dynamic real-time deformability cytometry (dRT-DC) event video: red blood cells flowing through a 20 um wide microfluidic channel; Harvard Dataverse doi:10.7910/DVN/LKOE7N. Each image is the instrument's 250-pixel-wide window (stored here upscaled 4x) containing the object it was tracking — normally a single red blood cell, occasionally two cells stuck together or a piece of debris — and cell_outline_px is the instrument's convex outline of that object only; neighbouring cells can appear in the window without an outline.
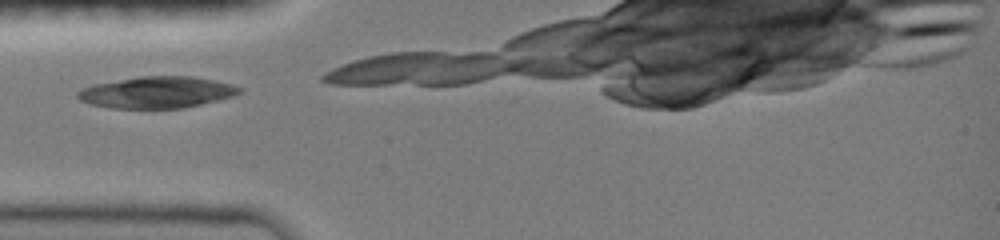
{"species": "common noctule bat (a hibernating species)", "species_latin": "Nyctalus noctula", "temperature_condition": "room temperature", "stored_images_in_passage": 4, "camera_frame_rate_fps": 3000, "um_per_image_px": 0.085, "animal": {"sex": "female", "body_mass_g": 19.0, "forearm_length_mm": 51.5}, "frame": {"image": 1, "passage_image": 3, "time_ms": 0.333, "image_size_px": [1000, 240], "cell_outline_px": [[244, 92], [236, 96], [184, 108], [108, 108], [88, 104], [80, 100], [76, 96], [76, 92], [80, 88], [96, 84], [140, 76], [192, 76], [232, 84], [244, 88]], "centroid_in_image_um": [13.36, 7.85], "position_along_channel_um": 71.6, "area_um2": 30.0}}